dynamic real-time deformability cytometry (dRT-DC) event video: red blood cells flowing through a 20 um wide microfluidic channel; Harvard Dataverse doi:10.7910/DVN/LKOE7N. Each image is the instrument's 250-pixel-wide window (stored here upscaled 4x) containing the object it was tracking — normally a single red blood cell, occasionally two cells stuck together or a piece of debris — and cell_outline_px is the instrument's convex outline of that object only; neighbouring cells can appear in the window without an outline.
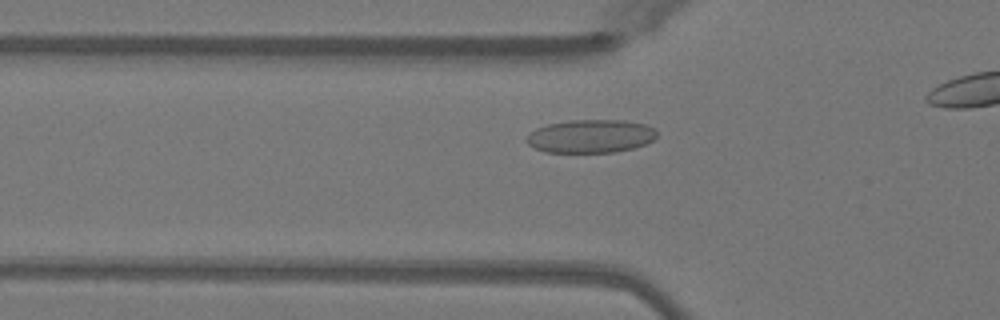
{"species": "Egyptian fruit bat (a non-hibernating species)", "species_latin": "Rousettus aegyptiacus", "temperature_condition": "warm", "stored_images_in_passage": 28, "camera_frame_rate_fps": 3000, "um_per_image_px": 0.085, "animal": {"sex": "female"}, "frame": {"image": 1, "passage_image": 10, "time_ms": 3.0, "image_size_px": [1000, 320], "cell_outline_px": [[656, 136], [652, 140], [644, 144], [632, 148], [616, 152], [544, 152], [528, 144], [524, 140], [536, 128], [548, 124], [568, 120], [624, 120], [644, 124], [656, 128]], "centroid_in_image_um": [50.2, 11.57], "position_along_channel_um": 75.6, "area_um2": 25.2}}
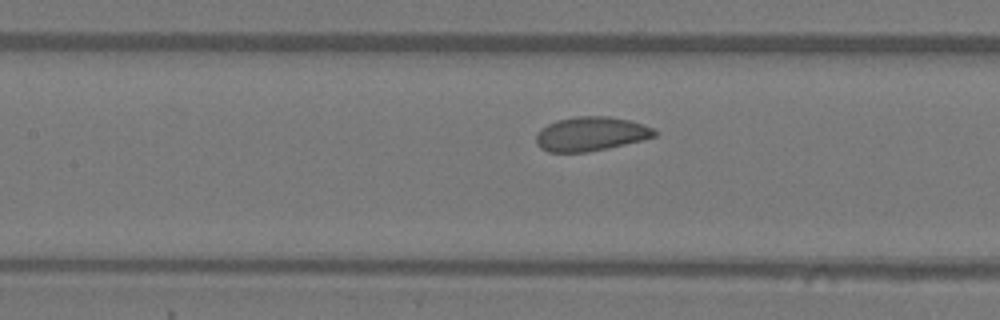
{"frame": {"image": 2, "passage_image": 16, "time_ms": 5.0, "image_size_px": [1000, 320], "cell_outline_px": [[656, 136], [608, 148], [588, 152], [548, 152], [540, 148], [536, 140], [536, 132], [540, 128], [556, 120], [576, 116], [608, 116], [632, 120], [656, 128]], "centroid_in_image_um": [50.22, 11.37], "position_along_channel_um": 157.2, "area_um2": 23.76}}
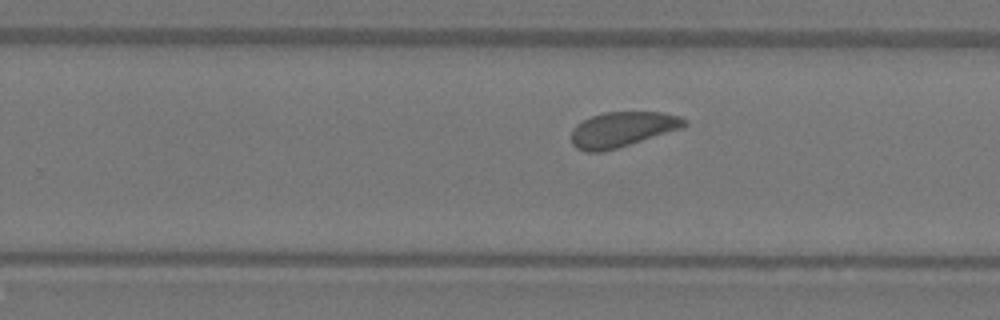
{"frame": {"image": 3, "passage_image": 25, "time_ms": 8.0, "image_size_px": [1000, 320], "cell_outline_px": [[688, 124], [680, 128], [616, 148], [600, 152], [584, 152], [576, 148], [572, 144], [572, 128], [576, 124], [592, 116], [604, 112], [664, 112], [680, 116], [688, 120]], "centroid_in_image_um": [52.87, 10.99], "position_along_channel_um": 276.9, "area_um2": 22.95}}